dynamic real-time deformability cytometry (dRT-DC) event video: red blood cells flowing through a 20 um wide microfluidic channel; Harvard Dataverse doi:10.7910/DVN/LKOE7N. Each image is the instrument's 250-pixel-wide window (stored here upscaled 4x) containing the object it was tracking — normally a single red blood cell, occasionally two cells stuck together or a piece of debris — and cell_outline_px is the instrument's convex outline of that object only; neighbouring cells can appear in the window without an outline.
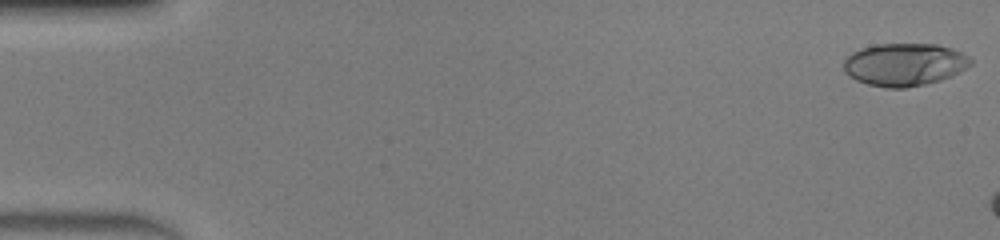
{"species": "human", "species_latin": "Homo sapiens", "temperature_condition": "warm", "stored_images_in_passage": 7, "camera_frame_rate_fps": 3000, "um_per_image_px": 0.085, "donor": {"sex": "male"}, "frame": {"image": 1, "passage_image": 1, "time_ms": 0.0, "image_size_px": [1000, 240], "cell_outline_px": [[972, 64], [952, 76], [940, 80], [924, 84], [904, 88], [888, 88], [868, 84], [856, 80], [848, 76], [844, 72], [844, 60], [852, 52], [860, 48], [872, 44], [936, 44], [952, 48], [968, 56], [972, 60]], "centroid_in_image_um": [76.86, 5.48], "position_along_channel_um": 8.1, "area_um2": 31.67}}